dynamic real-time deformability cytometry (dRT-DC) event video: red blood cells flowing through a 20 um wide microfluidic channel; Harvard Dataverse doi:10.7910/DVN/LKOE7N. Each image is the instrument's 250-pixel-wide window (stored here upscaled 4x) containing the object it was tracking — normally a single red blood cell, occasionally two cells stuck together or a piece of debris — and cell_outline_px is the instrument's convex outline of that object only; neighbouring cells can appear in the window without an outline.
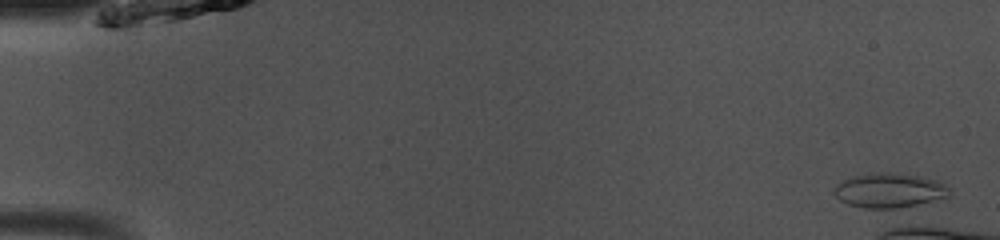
{"species": "common noctule bat (a hibernating species)", "species_latin": "Nyctalus noctula", "temperature_condition": "room temperature", "stored_images_in_passage": 3, "camera_frame_rate_fps": 3000, "um_per_image_px": 0.085, "animal": {"sex": "male", "body_mass_g": 13.0, "forearm_length_mm": 53.1}, "frame": {"image": 1, "passage_image": 2, "time_ms": 0.333, "image_size_px": [1000, 240], "cell_outline_px": [[952, 196], [916, 204], [896, 208], [864, 208], [848, 204], [840, 200], [832, 192], [836, 184], [852, 176], [876, 172], [888, 172], [916, 176], [936, 180], [944, 184], [952, 192]], "centroid_in_image_um": [75.57, 16.18], "position_along_channel_um": 9.4, "area_um2": 23.06}}